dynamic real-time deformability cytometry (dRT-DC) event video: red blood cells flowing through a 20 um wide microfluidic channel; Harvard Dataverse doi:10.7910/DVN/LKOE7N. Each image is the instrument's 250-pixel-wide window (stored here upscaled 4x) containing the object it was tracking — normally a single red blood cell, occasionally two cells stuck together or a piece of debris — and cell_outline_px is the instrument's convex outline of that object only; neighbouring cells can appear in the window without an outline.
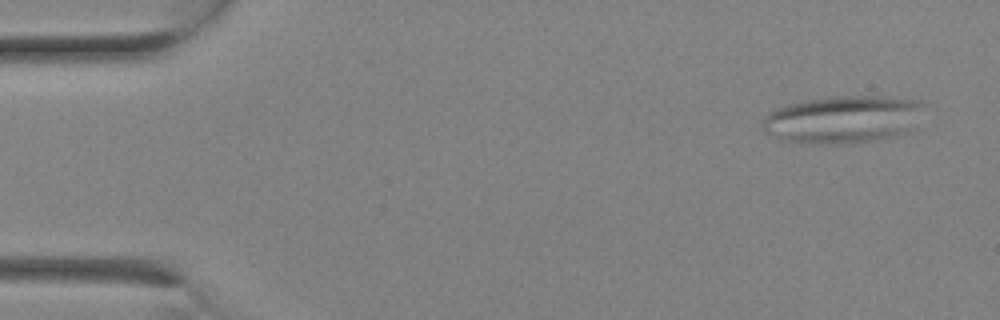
{"species": "Egyptian fruit bat (a non-hibernating species)", "species_latin": "Rousettus aegyptiacus", "temperature_condition": "room temperature", "stored_images_in_passage": 2, "camera_frame_rate_fps": 3000, "um_per_image_px": 0.085, "animal": {"sex": "female"}, "frame": {"image": 1, "passage_image": 1, "time_ms": 0.0, "image_size_px": [1000, 320], "cell_outline_px": [[924, 104], [912, 128], [908, 132], [896, 136], [880, 140], [832, 144], [816, 144], [780, 140], [764, 132], [760, 124], [760, 120], [768, 112], [776, 108], [788, 104], [808, 100], [836, 96], [876, 96], [916, 100]], "centroid_in_image_um": [71.57, 10.16], "position_along_channel_um": 13.4, "area_um2": 44.85}}